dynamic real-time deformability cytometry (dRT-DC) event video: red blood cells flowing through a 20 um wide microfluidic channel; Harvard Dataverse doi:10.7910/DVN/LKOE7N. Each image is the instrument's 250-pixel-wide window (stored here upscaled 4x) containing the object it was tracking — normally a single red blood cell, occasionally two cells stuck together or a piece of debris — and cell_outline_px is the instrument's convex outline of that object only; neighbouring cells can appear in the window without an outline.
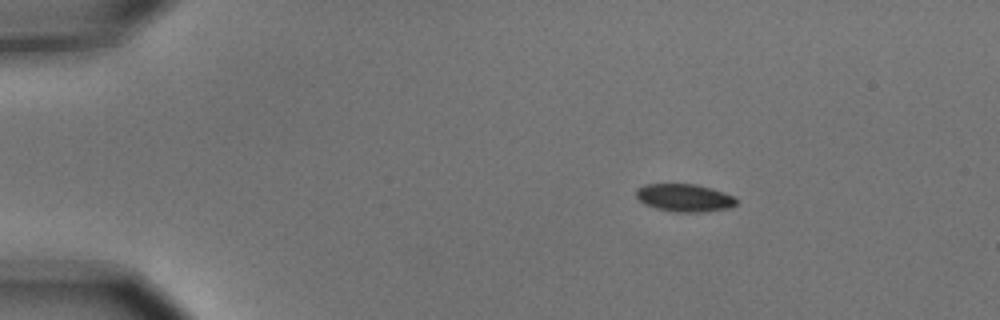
{"species": "common noctule bat (a hibernating species)", "species_latin": "Nyctalus noctula", "temperature_condition": "cold", "stored_images_in_passage": 3, "camera_frame_rate_fps": 3000, "um_per_image_px": 0.085, "animal": {"sex": "male", "body_mass_g": 15.6}, "frame": {"image": 1, "passage_image": 1, "time_ms": 0.0, "image_size_px": [1000, 320], "cell_outline_px": [[736, 204], [728, 208], [704, 212], [676, 212], [656, 208], [644, 204], [636, 196], [636, 188], [644, 184], [696, 184], [712, 188], [736, 196]], "centroid_in_image_um": [58.18, 16.8], "position_along_channel_um": 26.8, "area_um2": 16.3}}